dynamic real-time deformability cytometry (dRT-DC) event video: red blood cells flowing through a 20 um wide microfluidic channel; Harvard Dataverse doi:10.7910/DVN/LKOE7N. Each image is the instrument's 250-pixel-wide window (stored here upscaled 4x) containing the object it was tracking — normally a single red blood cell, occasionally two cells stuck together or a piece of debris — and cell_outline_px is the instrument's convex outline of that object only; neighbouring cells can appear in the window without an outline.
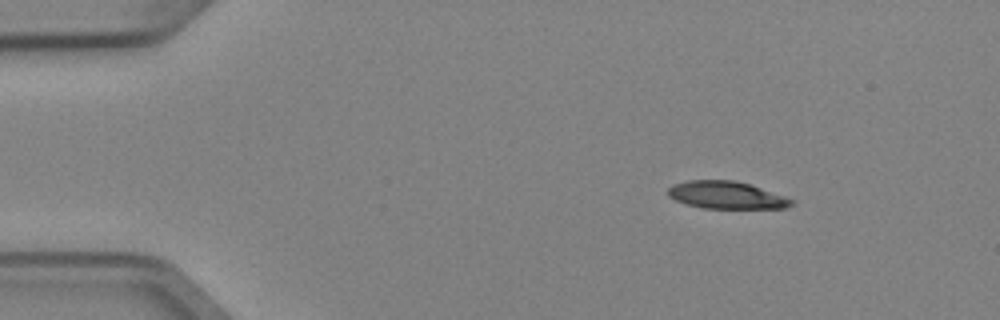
{"species": "Egyptian fruit bat (a non-hibernating species)", "species_latin": "Rousettus aegyptiacus", "temperature_condition": "cold", "stored_images_in_passage": 4, "camera_frame_rate_fps": 3000, "um_per_image_px": 0.085, "animal": {"sex": "female"}, "frame": {"image": 1, "passage_image": 1, "time_ms": 0.0, "image_size_px": [1000, 320], "cell_outline_px": [[796, 204], [784, 208], [704, 208], [688, 204], [676, 200], [668, 196], [668, 188], [672, 184], [688, 180], [732, 180], [748, 184], [796, 200]], "centroid_in_image_um": [61.75, 16.58], "position_along_channel_um": 23.2, "area_um2": 19.59}}
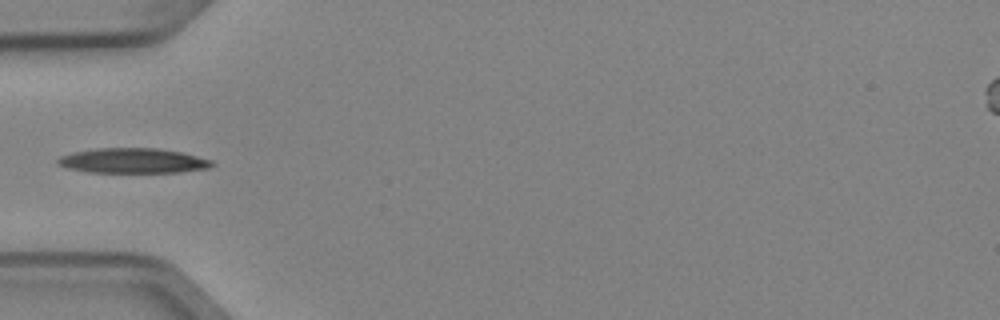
{"frame": {"image": 2, "passage_image": 4, "time_ms": 1.0, "image_size_px": [1000, 320], "cell_outline_px": [[216, 164], [208, 168], [180, 172], [88, 172], [68, 168], [56, 164], [56, 160], [60, 156], [72, 152], [96, 148], [156, 148], [180, 152], [212, 160]], "centroid_in_image_um": [11.27, 13.66], "position_along_channel_um": 73.7, "area_um2": 22.43}}